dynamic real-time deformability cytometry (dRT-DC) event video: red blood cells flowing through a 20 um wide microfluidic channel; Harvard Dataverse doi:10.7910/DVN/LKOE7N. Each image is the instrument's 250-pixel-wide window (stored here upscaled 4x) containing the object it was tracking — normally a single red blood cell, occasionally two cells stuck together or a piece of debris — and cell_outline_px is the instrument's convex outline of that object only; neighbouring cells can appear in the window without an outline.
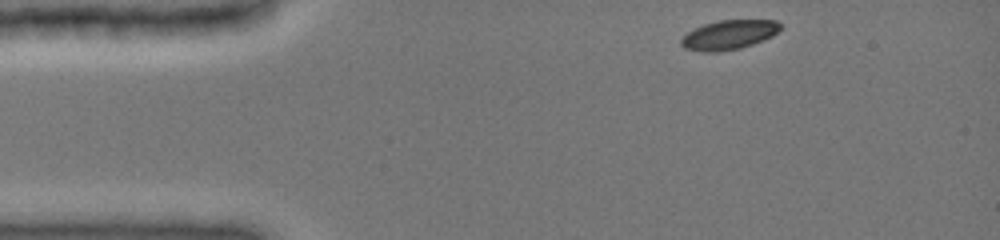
{"species": "common noctule bat (a hibernating species)", "species_latin": "Nyctalus noctula", "temperature_condition": "cold", "stored_images_in_passage": 39, "camera_frame_rate_fps": 3000, "um_per_image_px": 0.085, "animal": {"sex": "female", "body_mass_g": 19.0, "forearm_length_mm": 51.5}, "frame": {"image": 1, "passage_image": 1, "time_ms": 0.0, "image_size_px": [1000, 240], "cell_outline_px": [[784, 28], [772, 36], [752, 44], [740, 48], [716, 52], [700, 52], [684, 48], [680, 44], [680, 40], [688, 32], [704, 24], [720, 20], [776, 20], [784, 24]], "centroid_in_image_um": [62.0, 2.95], "position_along_channel_um": 23.0, "area_um2": 17.11}}
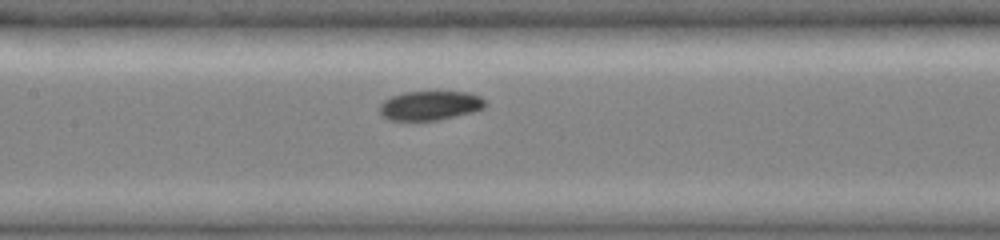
{"frame": {"image": 2, "passage_image": 17, "time_ms": 5.333, "image_size_px": [1000, 240], "cell_outline_px": [[488, 104], [484, 108], [472, 112], [440, 120], [388, 120], [380, 112], [380, 104], [384, 100], [392, 96], [404, 92], [468, 92], [480, 96]], "centroid_in_image_um": [36.58, 8.97], "position_along_channel_um": 170.8, "area_um2": 17.98}}
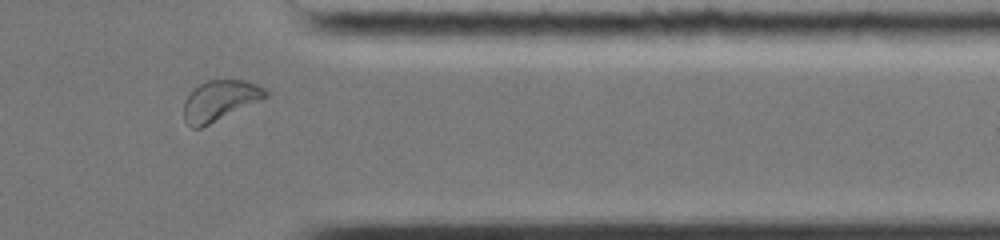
{"frame": {"image": 3, "passage_image": 34, "time_ms": 11.0, "image_size_px": [1000, 240], "cell_outline_px": [[268, 96], [200, 128], [192, 128], [184, 120], [184, 100], [192, 88], [208, 80], [244, 80], [256, 84], [264, 88], [268, 92]], "centroid_in_image_um": [18.64, 8.53], "position_along_channel_um": 392.8, "area_um2": 18.96}, "authors_computed_cell_mechanics": {"area_um2": 18.0336, "velocity_mm_per_s": 3.9333, "shape_relaxation_time_tau1_ms": 1.6592, "shape_relaxation_time_tau2_ms": 11.2288, "deformation_change_tau1": 0.0864, "deformation_change_tau2": 0.152}}